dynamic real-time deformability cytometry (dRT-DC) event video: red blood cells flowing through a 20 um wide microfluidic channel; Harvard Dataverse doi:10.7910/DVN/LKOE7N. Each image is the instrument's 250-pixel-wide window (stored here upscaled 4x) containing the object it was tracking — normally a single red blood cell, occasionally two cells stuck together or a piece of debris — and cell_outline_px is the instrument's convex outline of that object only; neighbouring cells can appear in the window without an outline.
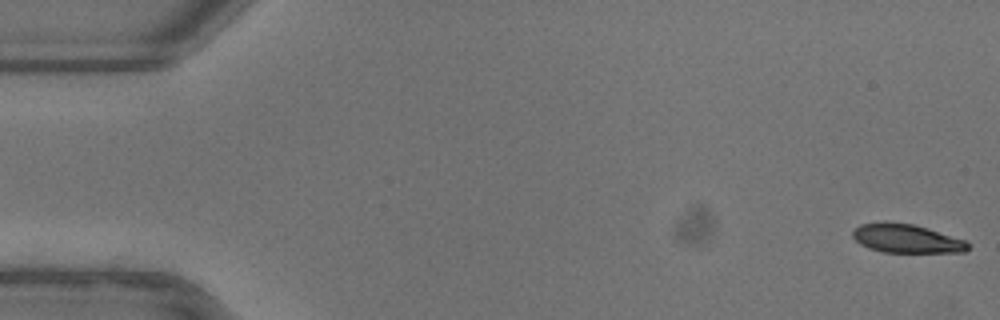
{"species": "common noctule bat (a hibernating species)", "species_latin": "Nyctalus noctula", "temperature_condition": "warm", "stored_images_in_passage": 53, "camera_frame_rate_fps": 3000, "um_per_image_px": 0.085, "animal": {"sex": "female"}, "frame": {"image": 1, "passage_image": 1, "time_ms": 0.0, "image_size_px": [1000, 320], "cell_outline_px": [[968, 248], [964, 252], [880, 252], [868, 248], [860, 244], [852, 236], [852, 232], [860, 224], [884, 220], [888, 220], [916, 224], [964, 240], [968, 244]], "centroid_in_image_um": [76.98, 20.25], "position_along_channel_um": 8.0, "area_um2": 19.54}}
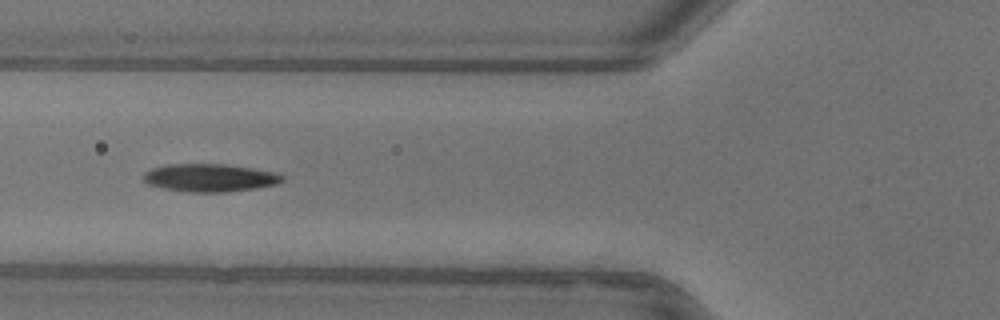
{"frame": {"image": 2, "passage_image": 20, "time_ms": 6.333, "image_size_px": [1000, 320], "cell_outline_px": [[284, 180], [276, 184], [256, 188], [228, 192], [188, 192], [164, 188], [148, 184], [144, 180], [144, 172], [152, 168], [168, 164], [228, 164], [276, 172], [284, 176]], "centroid_in_image_um": [17.86, 15.1], "position_along_channel_um": 107.9, "area_um2": 22.6}}
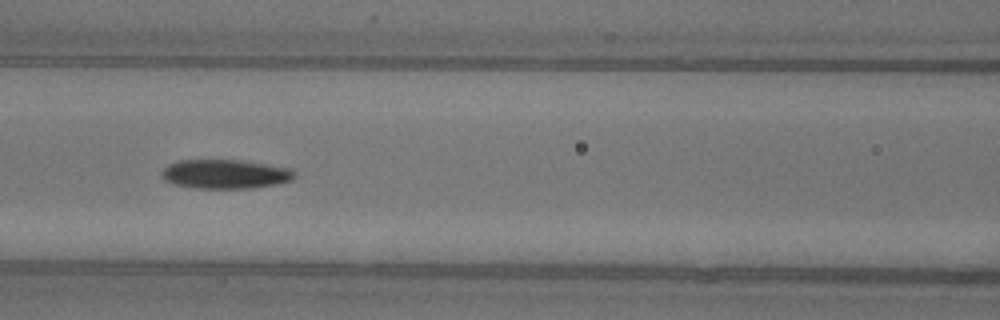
{"frame": {"image": 3, "passage_image": 23, "time_ms": 7.333, "image_size_px": [1000, 320], "cell_outline_px": [[296, 176], [292, 180], [276, 184], [252, 188], [196, 188], [172, 184], [164, 180], [160, 176], [160, 172], [168, 164], [176, 160], [240, 160], [292, 168], [296, 172]], "centroid_in_image_um": [19.13, 14.79], "position_along_channel_um": 147.5, "area_um2": 22.83}, "authors_computed_cell_mechanics": {"area_um2": 21.964, "velocity_mm_per_s": 3.9205, "shape_relaxation_time_tau1_ms": 4.9521, "shape_relaxation_time_tau2_ms": 4.3047, "deformation_change_tau1": 0.204, "deformation_change_tau2": 0.1023}}